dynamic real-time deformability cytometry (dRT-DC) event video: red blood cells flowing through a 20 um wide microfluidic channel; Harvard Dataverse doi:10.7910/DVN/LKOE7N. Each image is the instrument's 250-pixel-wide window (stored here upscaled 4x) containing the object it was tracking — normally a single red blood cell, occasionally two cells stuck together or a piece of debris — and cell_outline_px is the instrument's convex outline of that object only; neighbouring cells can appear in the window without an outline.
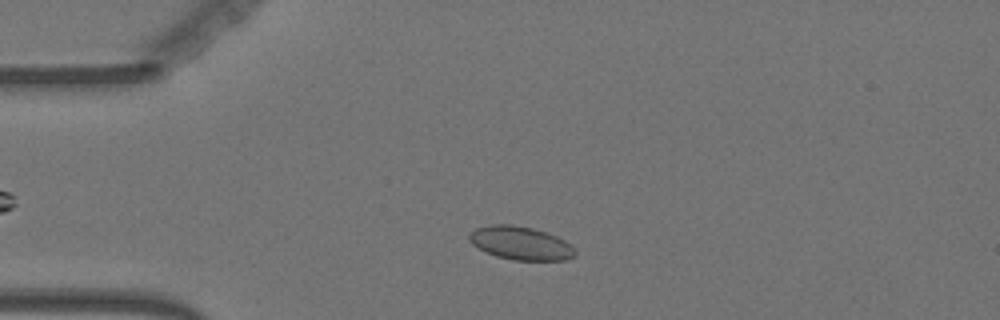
{"species": "Egyptian fruit bat (a non-hibernating species)", "species_latin": "Rousettus aegyptiacus", "temperature_condition": "warm", "stored_images_in_passage": 50, "camera_frame_rate_fps": 3000, "um_per_image_px": 0.085, "animal": {"sex": "female"}, "frame": {"image": 1, "passage_image": 7, "time_ms": 2.0, "image_size_px": [1000, 320], "cell_outline_px": [[576, 256], [564, 260], [512, 260], [496, 256], [472, 244], [468, 240], [468, 236], [476, 228], [492, 224], [512, 224], [532, 228], [548, 232], [564, 240], [576, 252]], "centroid_in_image_um": [44.25, 20.66], "position_along_channel_um": 40.8, "area_um2": 20.46}}
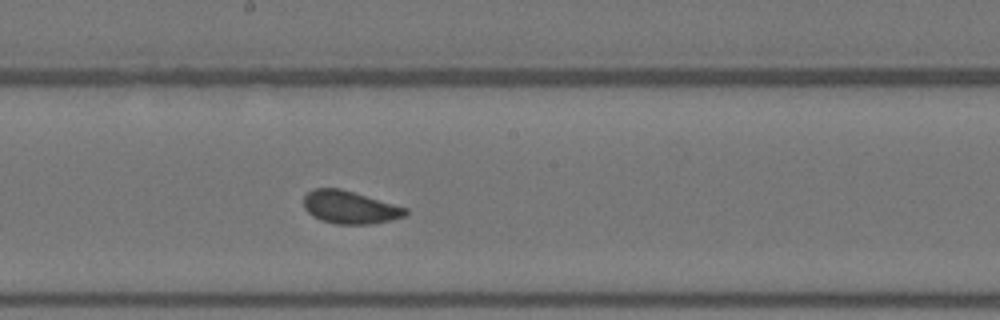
{"frame": {"image": 2, "passage_image": 24, "time_ms": 7.667, "image_size_px": [1000, 320], "cell_outline_px": [[408, 212], [404, 216], [372, 224], [336, 224], [324, 220], [308, 212], [304, 208], [304, 196], [308, 192], [316, 188], [340, 188], [408, 208]], "centroid_in_image_um": [29.75, 17.61], "position_along_channel_um": 218.5, "area_um2": 19.13}}
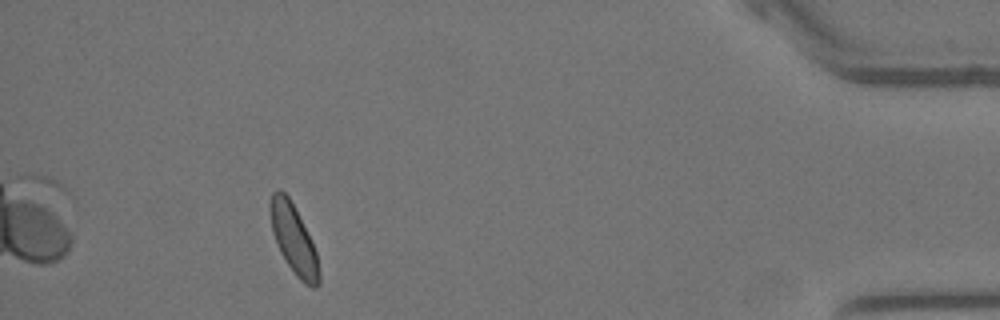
{"frame": {"image": 3, "passage_image": 45, "time_ms": 14.667, "image_size_px": [1000, 320], "cell_outline_px": [[320, 284], [316, 288], [312, 288], [304, 284], [296, 276], [280, 252], [272, 232], [268, 204], [268, 200], [272, 192], [276, 188], [280, 188], [288, 196], [316, 252], [320, 272]], "centroid_in_image_um": [24.92, 20.34], "position_along_channel_um": 410.3, "area_um2": 19.54}, "authors_computed_cell_mechanics": {"area_um2": 19.7676, "velocity_mm_per_s": 3.5844, "shape_relaxation_time_tau1_ms": 8.2428, "shape_relaxation_time_tau2_ms": 0.8493, "deformation_change_tau1": 0.0972, "deformation_change_tau2": 0.0534}}